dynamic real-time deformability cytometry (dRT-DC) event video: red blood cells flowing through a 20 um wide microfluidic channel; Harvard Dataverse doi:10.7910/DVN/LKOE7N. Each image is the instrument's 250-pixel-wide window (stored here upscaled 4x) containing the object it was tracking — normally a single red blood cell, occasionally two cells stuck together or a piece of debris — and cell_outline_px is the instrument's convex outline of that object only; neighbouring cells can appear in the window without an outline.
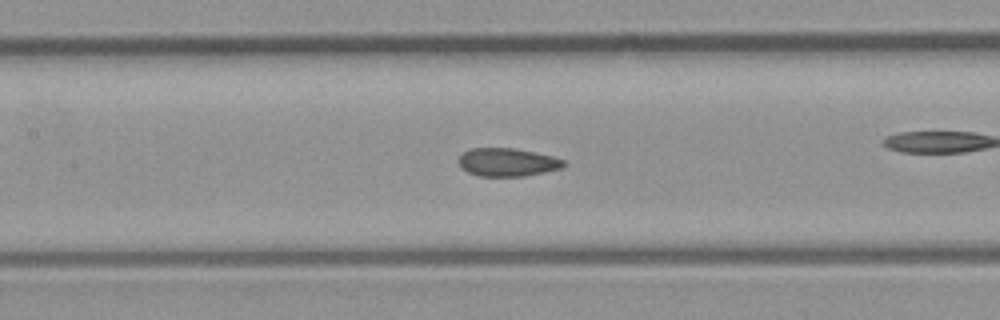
{"species": "common noctule bat (a hibernating species)", "species_latin": "Nyctalus noctula", "temperature_condition": "room temperature", "stored_images_in_passage": 49, "camera_frame_rate_fps": 3000, "um_per_image_px": 0.085, "animal": {"sex": "male", "body_mass_g": 23.1, "forearm_length_mm": 52.7}, "frame": {"image": 1, "passage_image": 22, "time_ms": 7.0, "image_size_px": [1000, 320], "cell_outline_px": [[568, 164], [564, 168], [524, 176], [480, 176], [468, 172], [460, 164], [460, 156], [464, 152], [472, 148], [512, 148], [552, 156], [564, 160]], "centroid_in_image_um": [43.19, 13.79], "position_along_channel_um": 164.2, "area_um2": 17.05}, "authors_computed_cell_mechanics": {"area_um2": 17.8602, "velocity_mm_per_s": 4.2825, "shape_relaxation_time_tau1_ms": null, "shape_relaxation_time_tau2_ms": 1.0677, "deformation_change_tau1": null, "deformation_change_tau2": 0.0642}}